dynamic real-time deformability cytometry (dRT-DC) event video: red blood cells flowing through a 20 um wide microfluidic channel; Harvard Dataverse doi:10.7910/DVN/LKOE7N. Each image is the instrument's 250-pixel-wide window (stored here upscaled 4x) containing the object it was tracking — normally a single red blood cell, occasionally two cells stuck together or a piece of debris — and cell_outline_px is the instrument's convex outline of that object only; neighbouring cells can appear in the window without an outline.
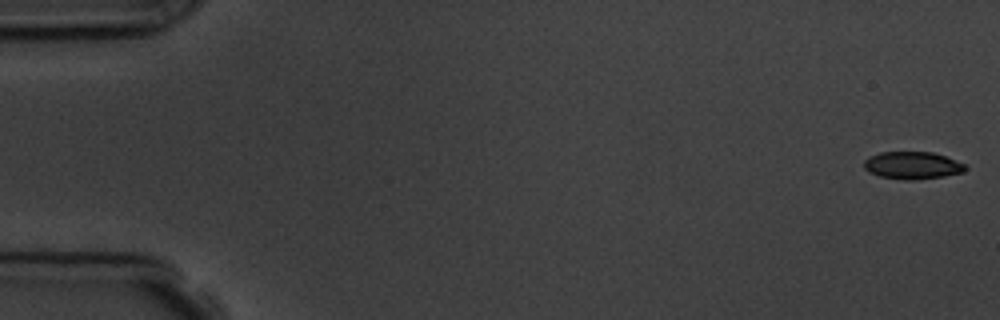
{"species": "common noctule bat (a hibernating species)", "species_latin": "Nyctalus noctula", "temperature_condition": "room temperature", "stored_images_in_passage": 6, "camera_frame_rate_fps": 3000, "um_per_image_px": 0.085, "animal": {"sex": "male", "body_mass_g": 19.5, "forearm_length_mm": 54.6}, "frame": {"image": 1, "passage_image": 1, "time_ms": 0.0, "image_size_px": [1000, 320], "cell_outline_px": [[968, 168], [964, 172], [944, 176], [916, 180], [904, 180], [880, 176], [868, 172], [864, 168], [864, 160], [880, 152], [932, 152], [968, 164]], "centroid_in_image_um": [77.6, 14.06], "position_along_channel_um": 7.4, "area_um2": 16.3}}
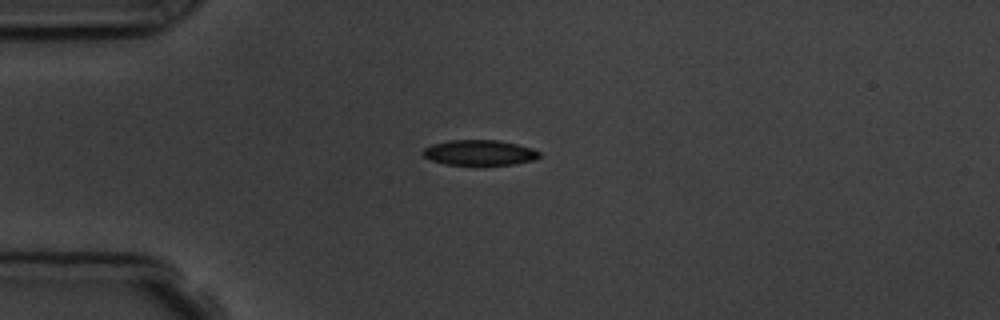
{"frame": {"image": 2, "passage_image": 4, "time_ms": 4.333, "image_size_px": [1000, 320], "cell_outline_px": [[540, 156], [536, 160], [516, 164], [444, 164], [432, 160], [424, 156], [420, 152], [424, 148], [432, 144], [448, 140], [500, 140], [532, 148], [540, 152]], "centroid_in_image_um": [40.76, 12.96], "position_along_channel_um": 44.2, "area_um2": 17.17}}